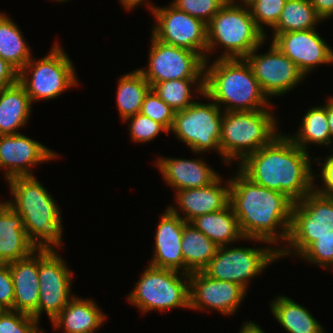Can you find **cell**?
<instances>
[{
	"label": "cell",
	"mask_w": 333,
	"mask_h": 333,
	"mask_svg": "<svg viewBox=\"0 0 333 333\" xmlns=\"http://www.w3.org/2000/svg\"><path fill=\"white\" fill-rule=\"evenodd\" d=\"M311 160L309 152L297 146L289 134L280 133L268 145L238 162V169L254 183L298 202L317 185Z\"/></svg>",
	"instance_id": "cell-1"
},
{
	"label": "cell",
	"mask_w": 333,
	"mask_h": 333,
	"mask_svg": "<svg viewBox=\"0 0 333 333\" xmlns=\"http://www.w3.org/2000/svg\"><path fill=\"white\" fill-rule=\"evenodd\" d=\"M229 180V203L246 241L272 246L287 242L294 202L284 193L254 183L239 169Z\"/></svg>",
	"instance_id": "cell-2"
},
{
	"label": "cell",
	"mask_w": 333,
	"mask_h": 333,
	"mask_svg": "<svg viewBox=\"0 0 333 333\" xmlns=\"http://www.w3.org/2000/svg\"><path fill=\"white\" fill-rule=\"evenodd\" d=\"M14 200L6 201L22 219L32 246L38 250H55L62 246L61 210L52 195L35 176L8 180Z\"/></svg>",
	"instance_id": "cell-3"
},
{
	"label": "cell",
	"mask_w": 333,
	"mask_h": 333,
	"mask_svg": "<svg viewBox=\"0 0 333 333\" xmlns=\"http://www.w3.org/2000/svg\"><path fill=\"white\" fill-rule=\"evenodd\" d=\"M210 64L205 61L204 93L222 111H257L273 106L244 58H217Z\"/></svg>",
	"instance_id": "cell-4"
},
{
	"label": "cell",
	"mask_w": 333,
	"mask_h": 333,
	"mask_svg": "<svg viewBox=\"0 0 333 333\" xmlns=\"http://www.w3.org/2000/svg\"><path fill=\"white\" fill-rule=\"evenodd\" d=\"M276 116L269 109L228 111L223 113L221 127V159L225 164L239 160L268 145L281 132Z\"/></svg>",
	"instance_id": "cell-5"
},
{
	"label": "cell",
	"mask_w": 333,
	"mask_h": 333,
	"mask_svg": "<svg viewBox=\"0 0 333 333\" xmlns=\"http://www.w3.org/2000/svg\"><path fill=\"white\" fill-rule=\"evenodd\" d=\"M236 3L228 1L207 24L206 61L219 45L225 49L217 58L233 59L245 58L265 43L267 36L256 26L249 7Z\"/></svg>",
	"instance_id": "cell-6"
},
{
	"label": "cell",
	"mask_w": 333,
	"mask_h": 333,
	"mask_svg": "<svg viewBox=\"0 0 333 333\" xmlns=\"http://www.w3.org/2000/svg\"><path fill=\"white\" fill-rule=\"evenodd\" d=\"M127 300L143 314L190 308L189 274L148 265Z\"/></svg>",
	"instance_id": "cell-7"
},
{
	"label": "cell",
	"mask_w": 333,
	"mask_h": 333,
	"mask_svg": "<svg viewBox=\"0 0 333 333\" xmlns=\"http://www.w3.org/2000/svg\"><path fill=\"white\" fill-rule=\"evenodd\" d=\"M77 79L74 64L58 43L53 44L42 59L32 57L18 73V82L25 88L31 103L57 98L65 90L79 85Z\"/></svg>",
	"instance_id": "cell-8"
},
{
	"label": "cell",
	"mask_w": 333,
	"mask_h": 333,
	"mask_svg": "<svg viewBox=\"0 0 333 333\" xmlns=\"http://www.w3.org/2000/svg\"><path fill=\"white\" fill-rule=\"evenodd\" d=\"M333 230V197L309 192L293 203L288 240L279 244V256H299L318 237ZM284 246V247H282ZM294 252V253H293Z\"/></svg>",
	"instance_id": "cell-9"
},
{
	"label": "cell",
	"mask_w": 333,
	"mask_h": 333,
	"mask_svg": "<svg viewBox=\"0 0 333 333\" xmlns=\"http://www.w3.org/2000/svg\"><path fill=\"white\" fill-rule=\"evenodd\" d=\"M202 96L211 103L195 101L182 111L175 112L170 132H174L192 152L201 154L213 149L221 157L219 142L224 111L221 112L222 109L205 93Z\"/></svg>",
	"instance_id": "cell-10"
},
{
	"label": "cell",
	"mask_w": 333,
	"mask_h": 333,
	"mask_svg": "<svg viewBox=\"0 0 333 333\" xmlns=\"http://www.w3.org/2000/svg\"><path fill=\"white\" fill-rule=\"evenodd\" d=\"M231 247H218L215 256L202 271L213 279L237 283L246 291L250 279L259 276L268 265L280 258L278 245H269V248Z\"/></svg>",
	"instance_id": "cell-11"
},
{
	"label": "cell",
	"mask_w": 333,
	"mask_h": 333,
	"mask_svg": "<svg viewBox=\"0 0 333 333\" xmlns=\"http://www.w3.org/2000/svg\"><path fill=\"white\" fill-rule=\"evenodd\" d=\"M149 62L139 68L152 87L155 83L176 79H204L205 60L196 52L165 44L151 36Z\"/></svg>",
	"instance_id": "cell-12"
},
{
	"label": "cell",
	"mask_w": 333,
	"mask_h": 333,
	"mask_svg": "<svg viewBox=\"0 0 333 333\" xmlns=\"http://www.w3.org/2000/svg\"><path fill=\"white\" fill-rule=\"evenodd\" d=\"M39 302L33 316L39 322L45 311L50 321L75 296L71 295L73 273L56 250H38Z\"/></svg>",
	"instance_id": "cell-13"
},
{
	"label": "cell",
	"mask_w": 333,
	"mask_h": 333,
	"mask_svg": "<svg viewBox=\"0 0 333 333\" xmlns=\"http://www.w3.org/2000/svg\"><path fill=\"white\" fill-rule=\"evenodd\" d=\"M152 35L159 41L198 53L205 61L207 56V24L174 7L157 6Z\"/></svg>",
	"instance_id": "cell-14"
},
{
	"label": "cell",
	"mask_w": 333,
	"mask_h": 333,
	"mask_svg": "<svg viewBox=\"0 0 333 333\" xmlns=\"http://www.w3.org/2000/svg\"><path fill=\"white\" fill-rule=\"evenodd\" d=\"M261 46L262 44L244 59L251 67L253 75L268 99L272 96H282L296 88L305 79L296 64L273 42L267 53L257 54Z\"/></svg>",
	"instance_id": "cell-15"
},
{
	"label": "cell",
	"mask_w": 333,
	"mask_h": 333,
	"mask_svg": "<svg viewBox=\"0 0 333 333\" xmlns=\"http://www.w3.org/2000/svg\"><path fill=\"white\" fill-rule=\"evenodd\" d=\"M246 293L239 284L213 279L203 271L189 274V309L215 310L229 316L237 311Z\"/></svg>",
	"instance_id": "cell-16"
},
{
	"label": "cell",
	"mask_w": 333,
	"mask_h": 333,
	"mask_svg": "<svg viewBox=\"0 0 333 333\" xmlns=\"http://www.w3.org/2000/svg\"><path fill=\"white\" fill-rule=\"evenodd\" d=\"M271 40L296 64L305 78L318 65L333 63V49L316 29L273 34Z\"/></svg>",
	"instance_id": "cell-17"
},
{
	"label": "cell",
	"mask_w": 333,
	"mask_h": 333,
	"mask_svg": "<svg viewBox=\"0 0 333 333\" xmlns=\"http://www.w3.org/2000/svg\"><path fill=\"white\" fill-rule=\"evenodd\" d=\"M55 158H58L56 152L21 133L0 135V169H5L6 181L34 176L33 166Z\"/></svg>",
	"instance_id": "cell-18"
},
{
	"label": "cell",
	"mask_w": 333,
	"mask_h": 333,
	"mask_svg": "<svg viewBox=\"0 0 333 333\" xmlns=\"http://www.w3.org/2000/svg\"><path fill=\"white\" fill-rule=\"evenodd\" d=\"M219 176L213 183L201 188H190L175 191L177 206H168L174 213L181 216L185 222H191L198 216L219 211L225 208L230 202V180L225 186ZM180 212V213H179Z\"/></svg>",
	"instance_id": "cell-19"
},
{
	"label": "cell",
	"mask_w": 333,
	"mask_h": 333,
	"mask_svg": "<svg viewBox=\"0 0 333 333\" xmlns=\"http://www.w3.org/2000/svg\"><path fill=\"white\" fill-rule=\"evenodd\" d=\"M186 222L168 207L161 215L155 231V246L150 266L184 273L181 250L183 227Z\"/></svg>",
	"instance_id": "cell-20"
},
{
	"label": "cell",
	"mask_w": 333,
	"mask_h": 333,
	"mask_svg": "<svg viewBox=\"0 0 333 333\" xmlns=\"http://www.w3.org/2000/svg\"><path fill=\"white\" fill-rule=\"evenodd\" d=\"M156 161L164 182L176 191L208 186L220 176L200 158L159 157Z\"/></svg>",
	"instance_id": "cell-21"
},
{
	"label": "cell",
	"mask_w": 333,
	"mask_h": 333,
	"mask_svg": "<svg viewBox=\"0 0 333 333\" xmlns=\"http://www.w3.org/2000/svg\"><path fill=\"white\" fill-rule=\"evenodd\" d=\"M8 264L14 285L13 310L34 316L39 302L38 249Z\"/></svg>",
	"instance_id": "cell-22"
},
{
	"label": "cell",
	"mask_w": 333,
	"mask_h": 333,
	"mask_svg": "<svg viewBox=\"0 0 333 333\" xmlns=\"http://www.w3.org/2000/svg\"><path fill=\"white\" fill-rule=\"evenodd\" d=\"M36 249L24 229L21 215L6 202L0 204V263L29 256Z\"/></svg>",
	"instance_id": "cell-23"
},
{
	"label": "cell",
	"mask_w": 333,
	"mask_h": 333,
	"mask_svg": "<svg viewBox=\"0 0 333 333\" xmlns=\"http://www.w3.org/2000/svg\"><path fill=\"white\" fill-rule=\"evenodd\" d=\"M106 316L93 300L74 296L51 323L63 333H96Z\"/></svg>",
	"instance_id": "cell-24"
},
{
	"label": "cell",
	"mask_w": 333,
	"mask_h": 333,
	"mask_svg": "<svg viewBox=\"0 0 333 333\" xmlns=\"http://www.w3.org/2000/svg\"><path fill=\"white\" fill-rule=\"evenodd\" d=\"M29 95L17 81L0 90V135H13L24 127L32 111Z\"/></svg>",
	"instance_id": "cell-25"
},
{
	"label": "cell",
	"mask_w": 333,
	"mask_h": 333,
	"mask_svg": "<svg viewBox=\"0 0 333 333\" xmlns=\"http://www.w3.org/2000/svg\"><path fill=\"white\" fill-rule=\"evenodd\" d=\"M192 223L218 247L245 240L230 203L223 209L196 217Z\"/></svg>",
	"instance_id": "cell-26"
},
{
	"label": "cell",
	"mask_w": 333,
	"mask_h": 333,
	"mask_svg": "<svg viewBox=\"0 0 333 333\" xmlns=\"http://www.w3.org/2000/svg\"><path fill=\"white\" fill-rule=\"evenodd\" d=\"M271 312L288 333H324L322 324L308 309L291 298L277 296L271 302Z\"/></svg>",
	"instance_id": "cell-27"
},
{
	"label": "cell",
	"mask_w": 333,
	"mask_h": 333,
	"mask_svg": "<svg viewBox=\"0 0 333 333\" xmlns=\"http://www.w3.org/2000/svg\"><path fill=\"white\" fill-rule=\"evenodd\" d=\"M218 246L192 223L183 227L181 250L184 260V273L202 271L215 256Z\"/></svg>",
	"instance_id": "cell-28"
},
{
	"label": "cell",
	"mask_w": 333,
	"mask_h": 333,
	"mask_svg": "<svg viewBox=\"0 0 333 333\" xmlns=\"http://www.w3.org/2000/svg\"><path fill=\"white\" fill-rule=\"evenodd\" d=\"M8 16L0 12V57L19 73L32 54L22 31Z\"/></svg>",
	"instance_id": "cell-29"
},
{
	"label": "cell",
	"mask_w": 333,
	"mask_h": 333,
	"mask_svg": "<svg viewBox=\"0 0 333 333\" xmlns=\"http://www.w3.org/2000/svg\"><path fill=\"white\" fill-rule=\"evenodd\" d=\"M150 90V84L139 69L118 79L116 105L122 121L140 112L145 96Z\"/></svg>",
	"instance_id": "cell-30"
},
{
	"label": "cell",
	"mask_w": 333,
	"mask_h": 333,
	"mask_svg": "<svg viewBox=\"0 0 333 333\" xmlns=\"http://www.w3.org/2000/svg\"><path fill=\"white\" fill-rule=\"evenodd\" d=\"M323 106H314L308 109L302 118L297 133L291 135L293 142L305 151H309L308 144L331 146L333 138L328 126L327 101Z\"/></svg>",
	"instance_id": "cell-31"
},
{
	"label": "cell",
	"mask_w": 333,
	"mask_h": 333,
	"mask_svg": "<svg viewBox=\"0 0 333 333\" xmlns=\"http://www.w3.org/2000/svg\"><path fill=\"white\" fill-rule=\"evenodd\" d=\"M323 19L317 14L310 0H287L273 34L315 29Z\"/></svg>",
	"instance_id": "cell-32"
},
{
	"label": "cell",
	"mask_w": 333,
	"mask_h": 333,
	"mask_svg": "<svg viewBox=\"0 0 333 333\" xmlns=\"http://www.w3.org/2000/svg\"><path fill=\"white\" fill-rule=\"evenodd\" d=\"M199 95L204 94V79H176L155 83L151 89L165 101L175 112L182 111L193 102L192 88ZM198 85V86H197ZM193 97V98H191Z\"/></svg>",
	"instance_id": "cell-33"
},
{
	"label": "cell",
	"mask_w": 333,
	"mask_h": 333,
	"mask_svg": "<svg viewBox=\"0 0 333 333\" xmlns=\"http://www.w3.org/2000/svg\"><path fill=\"white\" fill-rule=\"evenodd\" d=\"M299 256L309 263L333 270V230L318 237Z\"/></svg>",
	"instance_id": "cell-34"
},
{
	"label": "cell",
	"mask_w": 333,
	"mask_h": 333,
	"mask_svg": "<svg viewBox=\"0 0 333 333\" xmlns=\"http://www.w3.org/2000/svg\"><path fill=\"white\" fill-rule=\"evenodd\" d=\"M287 0H254L248 5L256 26L266 35L262 24L274 27Z\"/></svg>",
	"instance_id": "cell-35"
},
{
	"label": "cell",
	"mask_w": 333,
	"mask_h": 333,
	"mask_svg": "<svg viewBox=\"0 0 333 333\" xmlns=\"http://www.w3.org/2000/svg\"><path fill=\"white\" fill-rule=\"evenodd\" d=\"M38 324V325H37ZM33 316L14 310L0 312V333H44Z\"/></svg>",
	"instance_id": "cell-36"
},
{
	"label": "cell",
	"mask_w": 333,
	"mask_h": 333,
	"mask_svg": "<svg viewBox=\"0 0 333 333\" xmlns=\"http://www.w3.org/2000/svg\"><path fill=\"white\" fill-rule=\"evenodd\" d=\"M129 121V133L131 140L136 143H147L159 136L163 131L169 133L168 130L159 122H156L143 115L142 113H137L134 116L128 117L124 120Z\"/></svg>",
	"instance_id": "cell-37"
},
{
	"label": "cell",
	"mask_w": 333,
	"mask_h": 333,
	"mask_svg": "<svg viewBox=\"0 0 333 333\" xmlns=\"http://www.w3.org/2000/svg\"><path fill=\"white\" fill-rule=\"evenodd\" d=\"M228 0H173L171 4L208 24Z\"/></svg>",
	"instance_id": "cell-38"
},
{
	"label": "cell",
	"mask_w": 333,
	"mask_h": 333,
	"mask_svg": "<svg viewBox=\"0 0 333 333\" xmlns=\"http://www.w3.org/2000/svg\"><path fill=\"white\" fill-rule=\"evenodd\" d=\"M140 113L162 124L170 132L175 111L151 89L141 105Z\"/></svg>",
	"instance_id": "cell-39"
},
{
	"label": "cell",
	"mask_w": 333,
	"mask_h": 333,
	"mask_svg": "<svg viewBox=\"0 0 333 333\" xmlns=\"http://www.w3.org/2000/svg\"><path fill=\"white\" fill-rule=\"evenodd\" d=\"M14 285L8 263H0V308L13 310Z\"/></svg>",
	"instance_id": "cell-40"
},
{
	"label": "cell",
	"mask_w": 333,
	"mask_h": 333,
	"mask_svg": "<svg viewBox=\"0 0 333 333\" xmlns=\"http://www.w3.org/2000/svg\"><path fill=\"white\" fill-rule=\"evenodd\" d=\"M325 159L324 164L321 161L316 162L318 166H322L321 169L318 168L321 172L316 176L321 177L323 186L321 188L314 186V190L321 195L333 197V154Z\"/></svg>",
	"instance_id": "cell-41"
},
{
	"label": "cell",
	"mask_w": 333,
	"mask_h": 333,
	"mask_svg": "<svg viewBox=\"0 0 333 333\" xmlns=\"http://www.w3.org/2000/svg\"><path fill=\"white\" fill-rule=\"evenodd\" d=\"M18 81V72L0 57V90L15 84Z\"/></svg>",
	"instance_id": "cell-42"
},
{
	"label": "cell",
	"mask_w": 333,
	"mask_h": 333,
	"mask_svg": "<svg viewBox=\"0 0 333 333\" xmlns=\"http://www.w3.org/2000/svg\"><path fill=\"white\" fill-rule=\"evenodd\" d=\"M317 14L323 19L333 16V0H310Z\"/></svg>",
	"instance_id": "cell-43"
},
{
	"label": "cell",
	"mask_w": 333,
	"mask_h": 333,
	"mask_svg": "<svg viewBox=\"0 0 333 333\" xmlns=\"http://www.w3.org/2000/svg\"><path fill=\"white\" fill-rule=\"evenodd\" d=\"M120 3L122 4V6L124 7V9L126 10H132L135 7H137L138 5L140 6L141 4H146L148 6V9L150 8V11L153 13V11L155 10V8L157 6H154V4H150L148 0H119ZM146 2V3H145Z\"/></svg>",
	"instance_id": "cell-44"
},
{
	"label": "cell",
	"mask_w": 333,
	"mask_h": 333,
	"mask_svg": "<svg viewBox=\"0 0 333 333\" xmlns=\"http://www.w3.org/2000/svg\"><path fill=\"white\" fill-rule=\"evenodd\" d=\"M244 323L239 333H265L261 326L254 323L253 321L249 320V322L246 321Z\"/></svg>",
	"instance_id": "cell-45"
},
{
	"label": "cell",
	"mask_w": 333,
	"mask_h": 333,
	"mask_svg": "<svg viewBox=\"0 0 333 333\" xmlns=\"http://www.w3.org/2000/svg\"><path fill=\"white\" fill-rule=\"evenodd\" d=\"M327 119L328 126L331 132V137H333V97L327 99Z\"/></svg>",
	"instance_id": "cell-46"
},
{
	"label": "cell",
	"mask_w": 333,
	"mask_h": 333,
	"mask_svg": "<svg viewBox=\"0 0 333 333\" xmlns=\"http://www.w3.org/2000/svg\"><path fill=\"white\" fill-rule=\"evenodd\" d=\"M234 3H236V1L238 0H232ZM254 0H241V5H245L248 6L250 3H252ZM240 2V0H239Z\"/></svg>",
	"instance_id": "cell-47"
},
{
	"label": "cell",
	"mask_w": 333,
	"mask_h": 333,
	"mask_svg": "<svg viewBox=\"0 0 333 333\" xmlns=\"http://www.w3.org/2000/svg\"><path fill=\"white\" fill-rule=\"evenodd\" d=\"M55 1H57V2H64V1H67V0H55Z\"/></svg>",
	"instance_id": "cell-48"
}]
</instances>
